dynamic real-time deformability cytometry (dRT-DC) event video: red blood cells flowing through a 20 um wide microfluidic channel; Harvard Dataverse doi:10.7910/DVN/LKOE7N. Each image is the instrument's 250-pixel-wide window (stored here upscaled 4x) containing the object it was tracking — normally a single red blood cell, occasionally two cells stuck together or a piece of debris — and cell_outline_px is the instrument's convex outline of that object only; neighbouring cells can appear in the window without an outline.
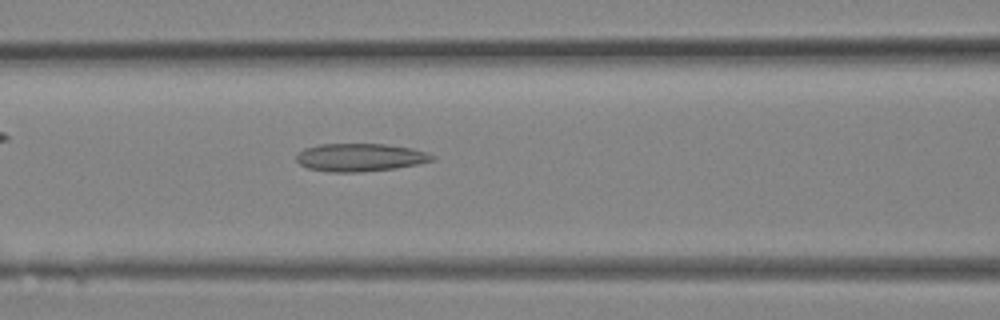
{"species": "Egyptian fruit bat (a non-hibernating species)", "species_latin": "Rousettus aegyptiacus", "temperature_condition": "room temperature", "stored_images_in_passage": 14, "camera_frame_rate_fps": 3000, "um_per_image_px": 0.085, "animal": {"sex": "female"}, "frame": {"image": 1, "passage_image": 12, "time_ms": 3.667, "image_size_px": [1000, 320], "cell_outline_px": [[436, 160], [396, 168], [360, 172], [328, 172], [308, 168], [300, 164], [296, 160], [296, 156], [304, 148], [320, 144], [384, 144], [412, 148], [428, 152], [436, 156]], "centroid_in_image_um": [30.64, 13.38], "position_along_channel_um": 136.0, "area_um2": 22.2}}
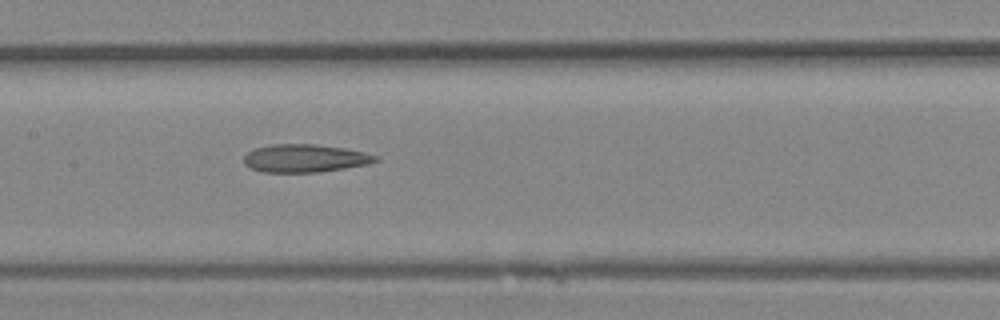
{"frame": {"image": 2, "passage_image": 14, "time_ms": 4.333, "image_size_px": [1000, 320], "cell_outline_px": [[380, 160], [368, 164], [320, 172], [264, 172], [252, 168], [244, 164], [244, 156], [248, 152], [256, 148], [272, 144], [316, 144], [344, 148], [364, 152], [380, 156]], "centroid_in_image_um": [25.96, 13.45], "position_along_channel_um": 181.4, "area_um2": 21.44}}